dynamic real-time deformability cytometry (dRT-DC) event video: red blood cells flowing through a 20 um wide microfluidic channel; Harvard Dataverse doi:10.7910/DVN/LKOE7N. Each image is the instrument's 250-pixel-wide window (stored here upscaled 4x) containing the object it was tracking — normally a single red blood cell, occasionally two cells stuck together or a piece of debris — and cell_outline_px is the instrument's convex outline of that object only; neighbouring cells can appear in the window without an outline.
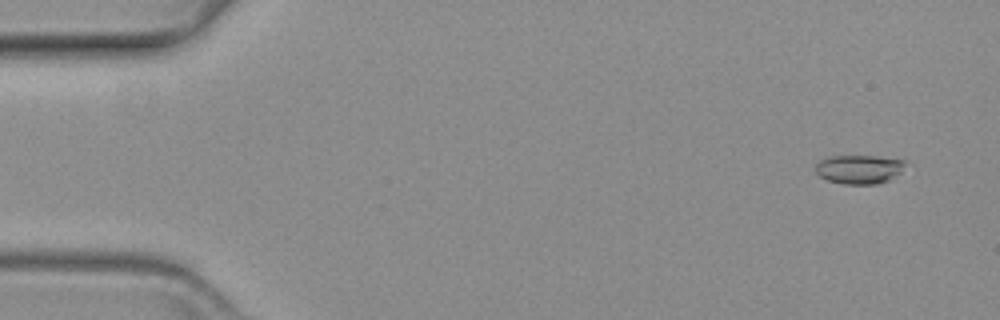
{"species": "common noctule bat (a hibernating species)", "species_latin": "Nyctalus noctula", "temperature_condition": "warm", "stored_images_in_passage": 60, "camera_frame_rate_fps": 3000, "um_per_image_px": 0.085, "animal": {"sex": "female", "body_mass_g": 19.3, "forearm_length_mm": 54.1}, "frame": {"image": 1, "passage_image": 4, "time_ms": 1.0, "image_size_px": [1000, 320], "cell_outline_px": [[904, 164], [900, 172], [888, 180], [876, 184], [844, 184], [828, 180], [820, 176], [816, 172], [816, 164], [820, 160], [828, 156], [876, 156], [904, 160]], "centroid_in_image_um": [72.99, 14.38], "position_along_channel_um": 12.0, "area_um2": 14.91}}
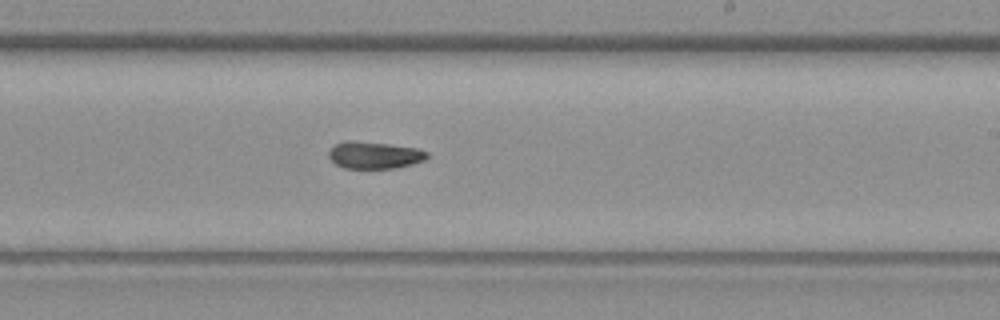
{"frame": {"image": 2, "passage_image": 36, "time_ms": 11.667, "image_size_px": [1000, 320], "cell_outline_px": [[428, 156], [424, 160], [412, 164], [396, 168], [344, 168], [336, 164], [328, 156], [328, 152], [336, 144], [344, 140], [352, 140], [388, 144], [416, 148], [428, 152]], "centroid_in_image_um": [31.81, 13.18], "position_along_channel_um": 257.2, "area_um2": 15.43}}
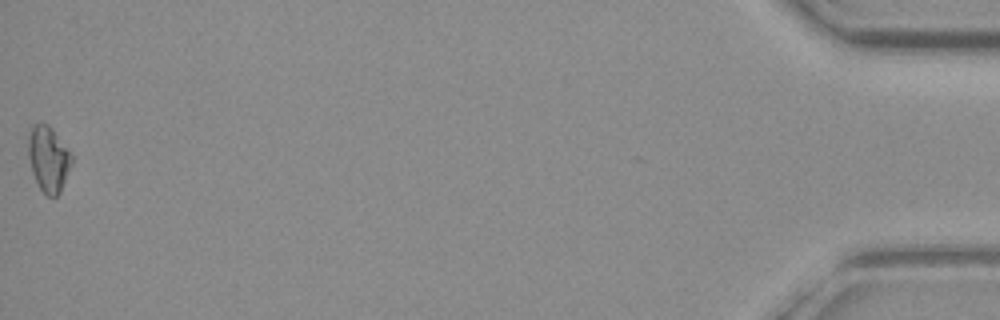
{"frame": {"image": 3, "passage_image": 60, "time_ms": 19.667, "image_size_px": [1000, 320], "cell_outline_px": [[72, 164], [60, 192], [52, 200], [44, 196], [32, 172], [28, 156], [28, 136], [32, 124], [48, 124], [52, 128], [72, 156]], "centroid_in_image_um": [4.1, 13.55], "position_along_channel_um": 431.1, "area_um2": 16.65}}